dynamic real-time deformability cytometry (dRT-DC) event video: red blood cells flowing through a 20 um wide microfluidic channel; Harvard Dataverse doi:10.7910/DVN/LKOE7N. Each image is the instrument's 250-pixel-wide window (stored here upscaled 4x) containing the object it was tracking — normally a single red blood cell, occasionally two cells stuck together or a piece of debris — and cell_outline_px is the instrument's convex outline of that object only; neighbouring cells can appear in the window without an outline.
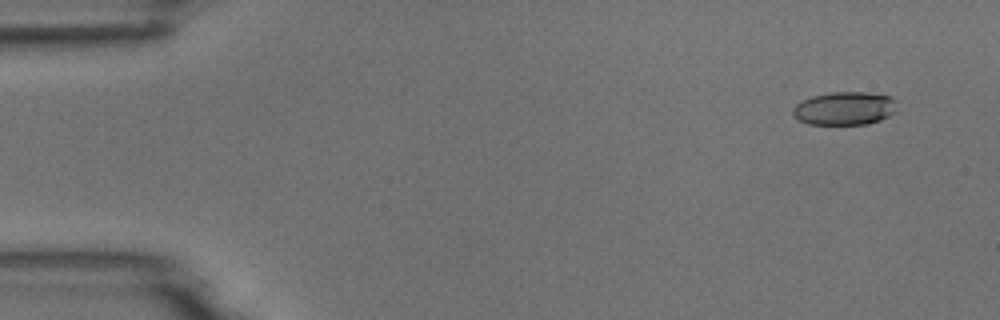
{"species": "common noctule bat (a hibernating species)", "species_latin": "Nyctalus noctula", "temperature_condition": "room temperature", "stored_images_in_passage": 6, "camera_frame_rate_fps": 3000, "um_per_image_px": 0.085, "animal": {"sex": "male", "body_mass_g": 18.8}, "frame": {"image": 1, "passage_image": 6, "time_ms": 6.667, "image_size_px": [1000, 320], "cell_outline_px": [[896, 112], [880, 120], [864, 124], [808, 124], [792, 116], [792, 108], [796, 104], [812, 96], [832, 92], [868, 92], [892, 96], [896, 100]], "centroid_in_image_um": [71.81, 9.2], "position_along_channel_um": 13.2, "area_um2": 20.29}}